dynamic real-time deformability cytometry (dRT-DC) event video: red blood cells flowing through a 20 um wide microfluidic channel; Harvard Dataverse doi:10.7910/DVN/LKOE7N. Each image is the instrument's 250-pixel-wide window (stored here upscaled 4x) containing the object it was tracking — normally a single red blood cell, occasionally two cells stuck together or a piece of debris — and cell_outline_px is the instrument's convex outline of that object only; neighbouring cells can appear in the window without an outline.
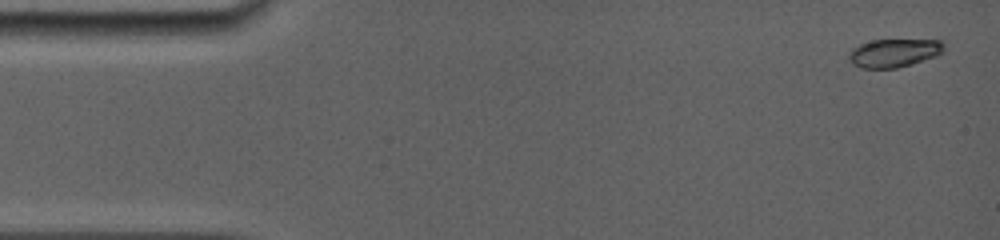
{"species": "common noctule bat (a hibernating species)", "species_latin": "Nyctalus noctula", "temperature_condition": "room temperature", "stored_images_in_passage": 30, "camera_frame_rate_fps": 5000, "um_per_image_px": 0.085, "animal": {"sex": "female", "body_mass_g": 19.0, "forearm_length_mm": 56.7}, "frame": {"image": 1, "passage_image": 1, "time_ms": 0.0, "image_size_px": [1000, 240], "cell_outline_px": [[944, 52], [936, 56], [912, 64], [896, 68], [860, 68], [852, 64], [848, 60], [848, 52], [852, 48], [860, 44], [872, 40], [944, 40]], "centroid_in_image_um": [75.98, 4.5], "position_along_channel_um": 9.0, "area_um2": 15.9}}
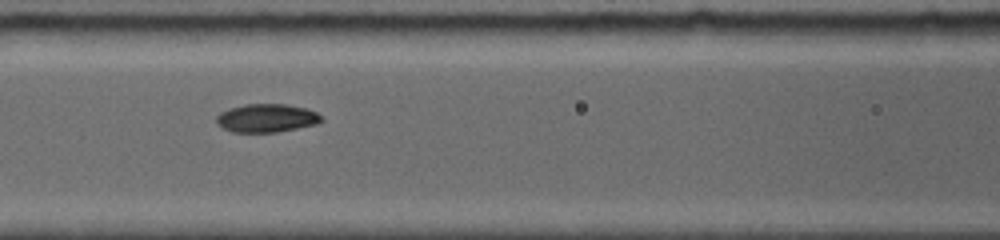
{"frame": {"image": 2, "passage_image": 13, "time_ms": 6.4, "image_size_px": [1000, 240], "cell_outline_px": [[324, 120], [316, 124], [276, 132], [232, 132], [216, 124], [216, 116], [220, 112], [228, 108], [244, 104], [284, 104], [308, 108], [316, 112]], "centroid_in_image_um": [22.63, 10.03], "position_along_channel_um": 144.0, "area_um2": 17.4}}
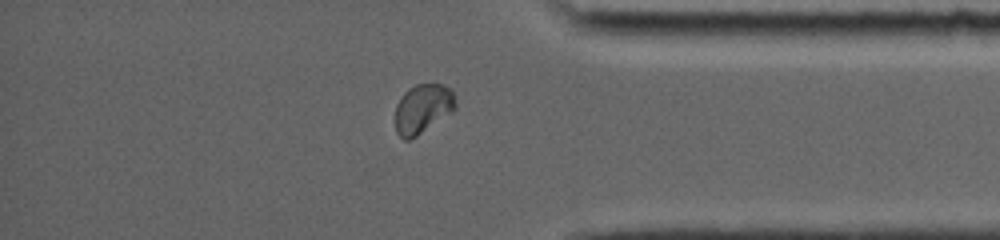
{"frame": {"image": 3, "passage_image": 25, "time_ms": 13.0, "image_size_px": [1000, 240], "cell_outline_px": [[456, 108], [452, 112], [416, 136], [408, 140], [404, 140], [396, 132], [396, 104], [404, 92], [408, 88], [416, 84], [440, 84], [448, 88], [452, 92], [456, 100]], "centroid_in_image_um": [35.92, 9.23], "position_along_channel_um": 399.3, "area_um2": 17.17}, "authors_computed_cell_mechanics": {"area_um2": 16.9354, "velocity_mm_per_s": 3.939, "shape_relaxation_time_tau1_ms": 5.9259, "shape_relaxation_time_tau2_ms": null, "deformation_change_tau1": 0.1326, "deformation_change_tau2": null}}